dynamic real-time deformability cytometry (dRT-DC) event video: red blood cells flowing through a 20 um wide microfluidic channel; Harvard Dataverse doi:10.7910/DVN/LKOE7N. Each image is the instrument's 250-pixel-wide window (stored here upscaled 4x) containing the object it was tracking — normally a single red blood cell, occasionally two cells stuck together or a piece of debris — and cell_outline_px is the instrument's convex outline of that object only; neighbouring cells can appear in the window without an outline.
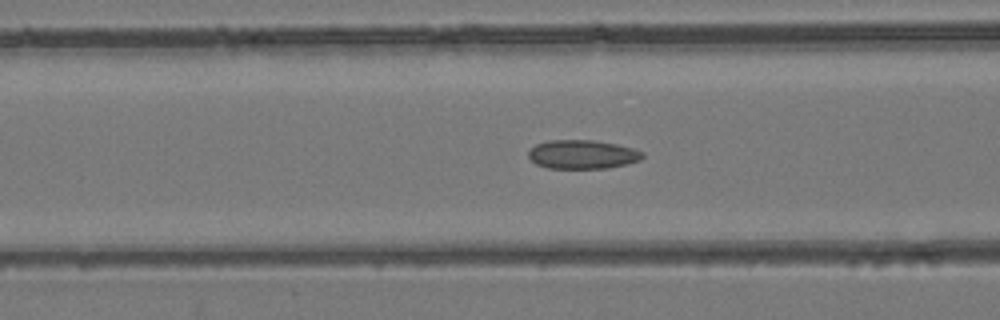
{"species": "common noctule bat (a hibernating species)", "species_latin": "Nyctalus noctula", "temperature_condition": "room temperature", "stored_images_in_passage": 48, "camera_frame_rate_fps": 3000, "um_per_image_px": 0.085, "animal": {"sex": "female", "body_mass_g": 24.6, "forearm_length_mm": 56.2}, "frame": {"image": 1, "passage_image": 19, "time_ms": 6.0, "image_size_px": [1000, 320], "cell_outline_px": [[644, 156], [640, 160], [608, 168], [548, 168], [536, 164], [528, 156], [528, 152], [536, 144], [548, 140], [592, 140], [616, 144], [632, 148], [644, 152]], "centroid_in_image_um": [49.5, 13.12], "position_along_channel_um": 117.1, "area_um2": 19.07}}
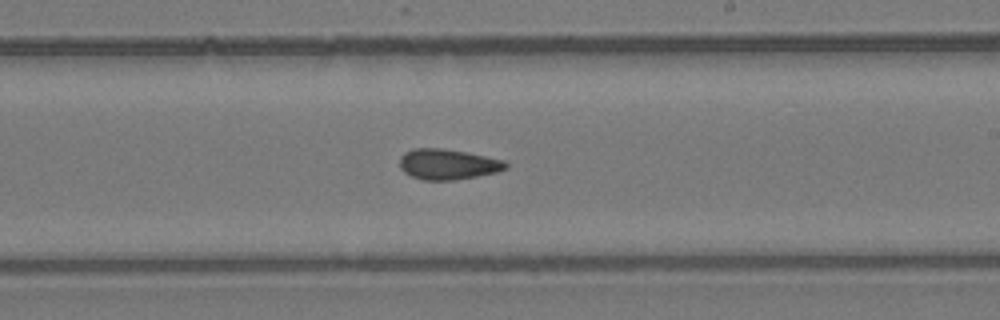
{"frame": {"image": 2, "passage_image": 28, "time_ms": 9.0, "image_size_px": [1000, 320], "cell_outline_px": [[508, 168], [496, 172], [476, 176], [452, 180], [424, 180], [412, 176], [404, 172], [400, 168], [400, 156], [404, 152], [412, 148], [444, 148], [468, 152], [504, 160], [508, 164]], "centroid_in_image_um": [38.06, 13.94], "position_along_channel_um": 250.9, "area_um2": 18.96}}
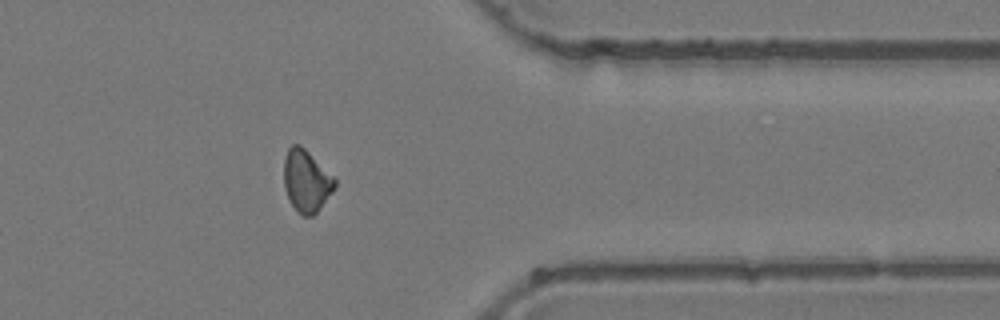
{"frame": {"image": 3, "passage_image": 38, "time_ms": 12.333, "image_size_px": [1000, 320], "cell_outline_px": [[336, 188], [316, 212], [312, 216], [300, 216], [288, 200], [284, 188], [284, 156], [288, 148], [292, 144], [300, 144], [336, 180]], "centroid_in_image_um": [26.01, 15.4], "position_along_channel_um": 385.4, "area_um2": 18.38}}